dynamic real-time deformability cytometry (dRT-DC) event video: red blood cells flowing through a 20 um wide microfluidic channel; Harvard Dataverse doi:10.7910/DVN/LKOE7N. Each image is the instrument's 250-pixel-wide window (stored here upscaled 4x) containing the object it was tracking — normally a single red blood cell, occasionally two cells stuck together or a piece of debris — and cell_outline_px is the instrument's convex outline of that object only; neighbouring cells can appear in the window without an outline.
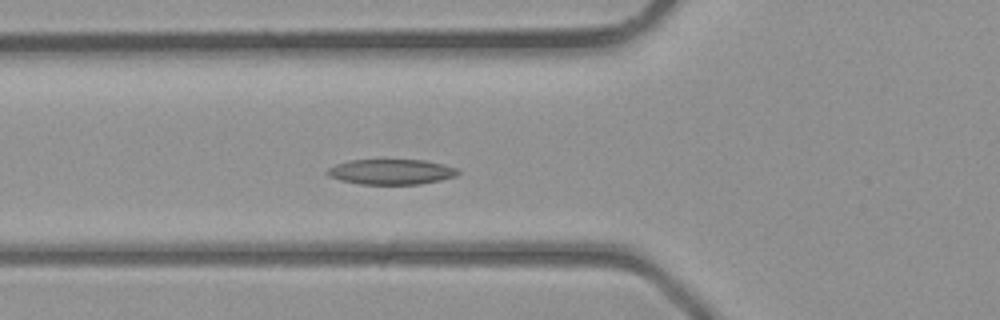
{"species": "common noctule bat (a hibernating species)", "species_latin": "Nyctalus noctula", "temperature_condition": "room temperature", "stored_images_in_passage": 41, "camera_frame_rate_fps": 3000, "um_per_image_px": 0.085, "animal": {"sex": "male", "body_mass_g": 23.1, "forearm_length_mm": 52.7}, "frame": {"image": 1, "passage_image": 14, "time_ms": 4.333, "image_size_px": [1000, 320], "cell_outline_px": [[460, 172], [456, 176], [440, 180], [420, 184], [360, 184], [340, 180], [328, 176], [324, 172], [328, 168], [336, 164], [348, 160], [424, 160], [456, 168]], "centroid_in_image_um": [33.2, 14.6], "position_along_channel_um": 92.6, "area_um2": 19.19}}
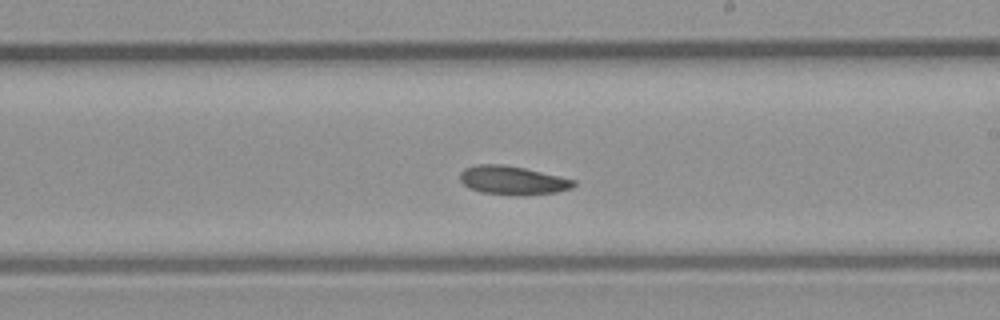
{"frame": {"image": 2, "passage_image": 23, "time_ms": 7.333, "image_size_px": [1000, 320], "cell_outline_px": [[576, 184], [572, 188], [556, 192], [524, 196], [516, 196], [480, 192], [468, 188], [460, 180], [460, 172], [464, 168], [476, 164], [504, 164], [524, 168], [560, 176], [576, 180]], "centroid_in_image_um": [43.56, 15.33], "position_along_channel_um": 245.4, "area_um2": 19.31}}
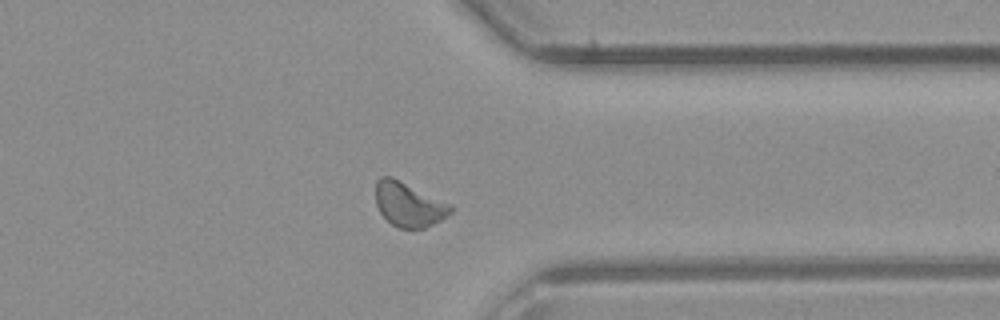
{"frame": {"image": 3, "passage_image": 31, "time_ms": 10.0, "image_size_px": [1000, 320], "cell_outline_px": [[452, 212], [440, 220], [424, 228], [396, 228], [380, 212], [376, 204], [376, 180], [380, 176], [392, 176], [452, 204]], "centroid_in_image_um": [34.74, 17.36], "position_along_channel_um": 376.7, "area_um2": 19.42}}